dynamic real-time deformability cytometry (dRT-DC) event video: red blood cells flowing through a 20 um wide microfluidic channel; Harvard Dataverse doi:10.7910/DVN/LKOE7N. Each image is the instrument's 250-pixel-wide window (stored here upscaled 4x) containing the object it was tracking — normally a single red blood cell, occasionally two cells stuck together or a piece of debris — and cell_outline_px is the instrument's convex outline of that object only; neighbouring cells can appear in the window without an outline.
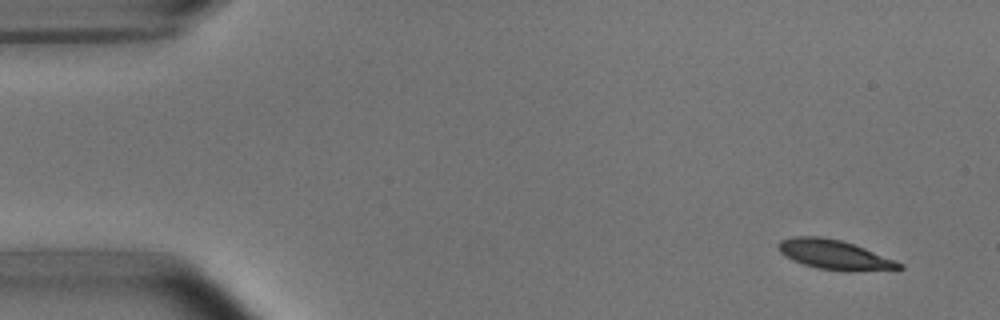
{"species": "common noctule bat (a hibernating species)", "species_latin": "Nyctalus noctula", "temperature_condition": "room temperature", "stored_images_in_passage": 50, "camera_frame_rate_fps": 3000, "um_per_image_px": 0.085, "animal": {"sex": "male", "body_mass_g": 15.6}, "frame": {"image": 1, "passage_image": 1, "time_ms": 0.0, "image_size_px": [1000, 320], "cell_outline_px": [[904, 268], [852, 272], [848, 272], [816, 268], [792, 260], [784, 256], [780, 252], [776, 244], [780, 240], [792, 236], [820, 236], [840, 240], [864, 248], [896, 260], [904, 264]], "centroid_in_image_um": [70.91, 21.65], "position_along_channel_um": 14.1, "area_um2": 20.98}}
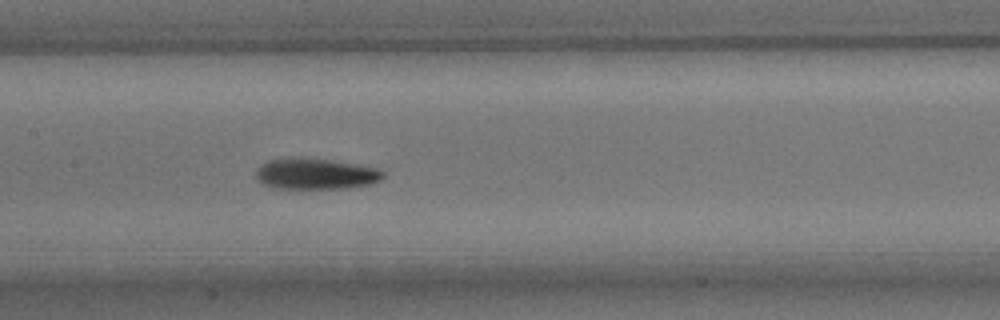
{"frame": {"image": 2, "passage_image": 23, "time_ms": 7.333, "image_size_px": [1000, 320], "cell_outline_px": [[384, 176], [380, 180], [372, 184], [348, 188], [272, 188], [264, 184], [256, 176], [256, 172], [260, 164], [268, 160], [292, 156], [300, 156], [332, 160], [376, 168], [384, 172]], "centroid_in_image_um": [26.81, 14.76], "position_along_channel_um": 180.6, "area_um2": 23.18}}
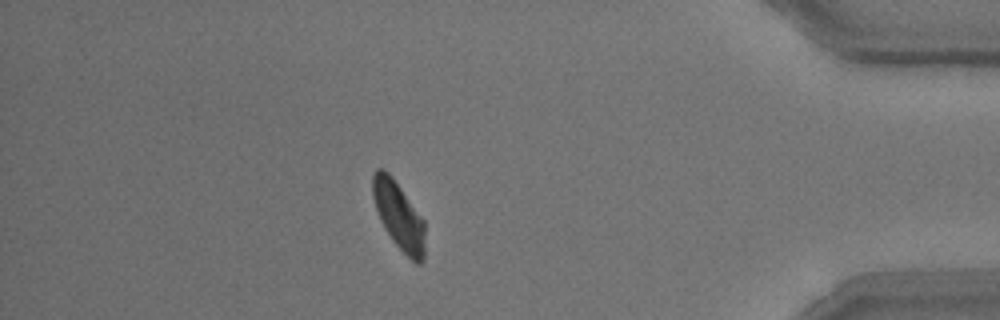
{"frame": {"image": 3, "passage_image": 44, "time_ms": 14.333, "image_size_px": [1000, 320], "cell_outline_px": [[424, 260], [420, 264], [416, 264], [392, 240], [384, 228], [380, 220], [372, 196], [372, 172], [376, 168], [384, 168], [392, 176], [424, 220]], "centroid_in_image_um": [33.87, 18.3], "position_along_channel_um": 401.3, "area_um2": 20.58}, "authors_computed_cell_mechanics": {"area_um2": 21.6172, "velocity_mm_per_s": 3.7464, "shape_relaxation_time_tau1_ms": 2.531, "shape_relaxation_time_tau2_ms": 2.776, "deformation_change_tau1": 0.1297, "deformation_change_tau2": 0.0727}}